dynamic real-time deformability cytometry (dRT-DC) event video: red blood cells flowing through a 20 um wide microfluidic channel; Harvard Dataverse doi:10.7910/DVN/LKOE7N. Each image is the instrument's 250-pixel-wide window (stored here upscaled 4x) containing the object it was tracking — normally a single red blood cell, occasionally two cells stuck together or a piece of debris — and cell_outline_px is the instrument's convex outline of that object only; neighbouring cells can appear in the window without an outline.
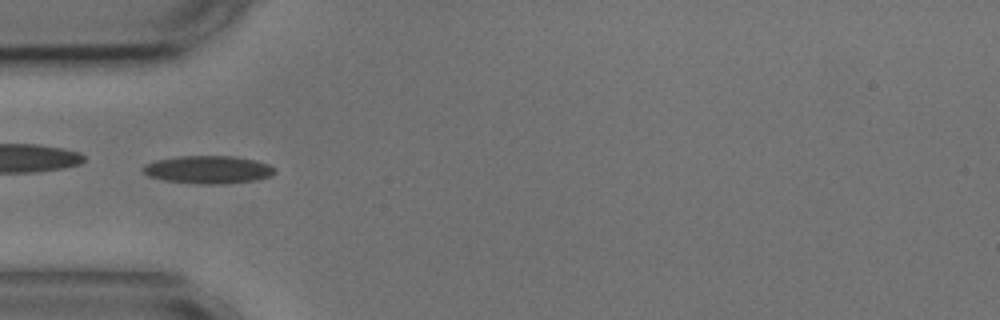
{"species": "common noctule bat (a hibernating species)", "species_latin": "Nyctalus noctula", "temperature_condition": "cold", "stored_images_in_passage": 54, "camera_frame_rate_fps": 3000, "um_per_image_px": 0.085, "animal": {"sex": "male", "body_mass_g": 17.9, "forearm_length_mm": 54.2}, "frame": {"image": 1, "passage_image": 16, "time_ms": 5.0, "image_size_px": [1000, 320], "cell_outline_px": [[276, 172], [272, 176], [256, 180], [220, 184], [204, 184], [164, 180], [148, 176], [140, 168], [144, 164], [156, 160], [180, 156], [236, 156], [256, 160], [268, 164], [276, 168]], "centroid_in_image_um": [17.72, 14.41], "position_along_channel_um": 67.3, "area_um2": 21.5}, "authors_computed_cell_mechanics": {"area_um2": 19.1318, "velocity_mm_per_s": 3.6106, "shape_relaxation_time_tau1_ms": 7.4971, "shape_relaxation_time_tau2_ms": 2.9124, "deformation_change_tau1": 0.1673, "deformation_change_tau2": 0.1103}}